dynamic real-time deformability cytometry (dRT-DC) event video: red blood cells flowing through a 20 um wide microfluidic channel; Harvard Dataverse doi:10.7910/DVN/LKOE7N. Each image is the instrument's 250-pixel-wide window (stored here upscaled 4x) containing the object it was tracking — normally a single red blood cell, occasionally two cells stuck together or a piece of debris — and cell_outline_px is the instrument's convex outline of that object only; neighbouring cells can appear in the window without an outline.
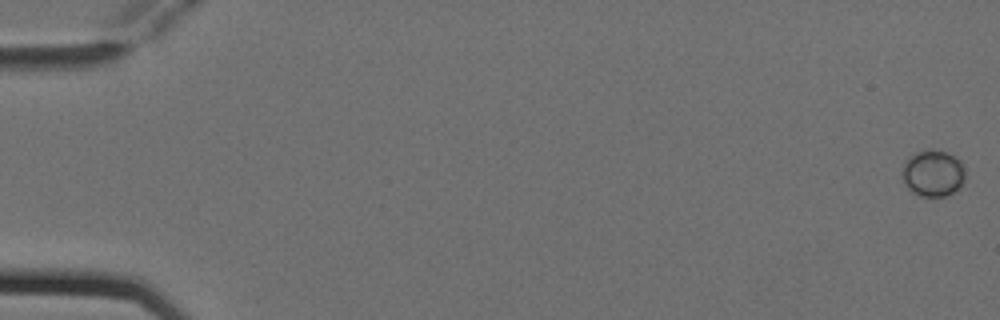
{"species": "Egyptian fruit bat (a non-hibernating species)", "species_latin": "Rousettus aegyptiacus", "temperature_condition": "cold", "stored_images_in_passage": 6, "camera_frame_rate_fps": 3000, "um_per_image_px": 0.085, "animal": {"sex": "female"}, "frame": {"image": 1, "passage_image": 1, "time_ms": 0.0, "image_size_px": [1000, 320], "cell_outline_px": [[964, 180], [960, 188], [944, 196], [920, 196], [912, 192], [904, 184], [904, 160], [912, 152], [948, 152], [960, 160], [964, 168]], "centroid_in_image_um": [79.31, 14.75], "position_along_channel_um": 5.7, "area_um2": 16.76}}
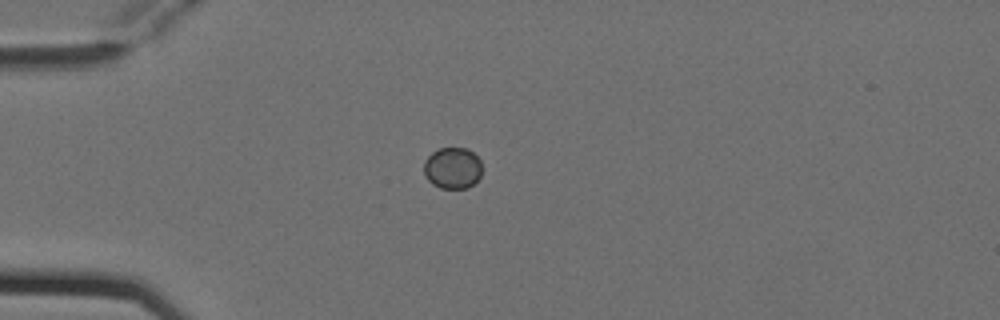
{"frame": {"image": 2, "passage_image": 5, "time_ms": 1.333, "image_size_px": [1000, 320], "cell_outline_px": [[480, 176], [468, 188], [440, 188], [432, 184], [428, 180], [424, 172], [424, 160], [432, 152], [440, 148], [468, 148], [480, 160]], "centroid_in_image_um": [38.44, 14.28], "position_along_channel_um": 46.6, "area_um2": 13.93}}
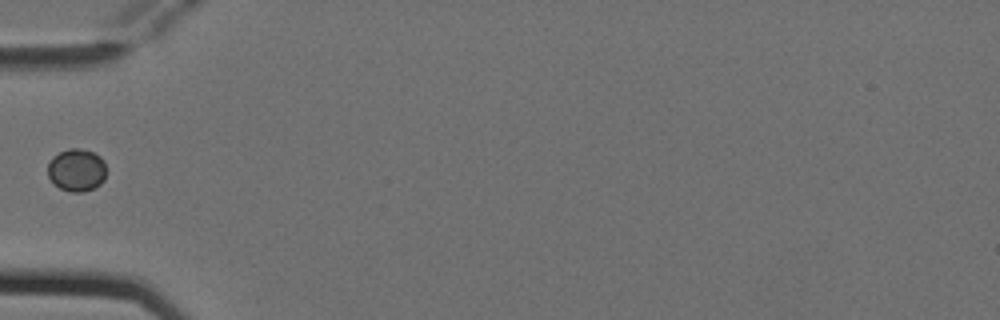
{"frame": {"image": 3, "passage_image": 6, "time_ms": 1.667, "image_size_px": [1000, 320], "cell_outline_px": [[104, 180], [100, 184], [84, 192], [72, 192], [60, 188], [48, 176], [48, 164], [52, 156], [68, 148], [80, 148], [92, 152], [100, 156], [104, 160]], "centroid_in_image_um": [6.5, 14.44], "position_along_channel_um": 78.5, "area_um2": 14.39}}